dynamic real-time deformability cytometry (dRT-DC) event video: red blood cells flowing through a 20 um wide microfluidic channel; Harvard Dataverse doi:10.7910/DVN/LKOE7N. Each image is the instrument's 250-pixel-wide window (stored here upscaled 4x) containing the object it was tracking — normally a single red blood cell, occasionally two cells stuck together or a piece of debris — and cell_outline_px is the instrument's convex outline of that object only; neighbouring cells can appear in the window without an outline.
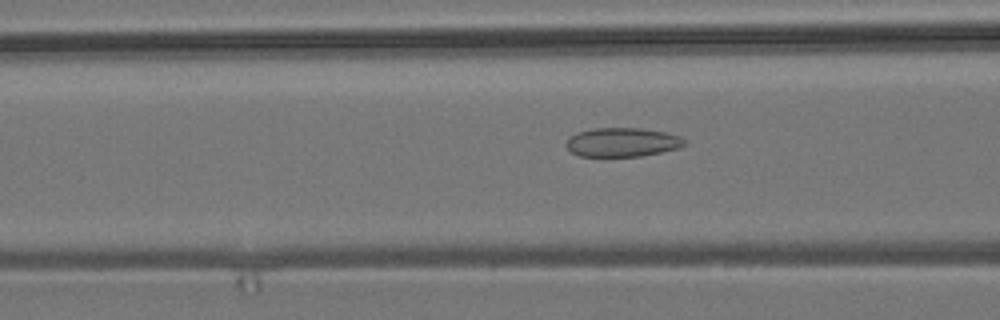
{"species": "common noctule bat (a hibernating species)", "species_latin": "Nyctalus noctula", "temperature_condition": "room temperature", "stored_images_in_passage": 55, "camera_frame_rate_fps": 3000, "um_per_image_px": 0.085, "animal": {"sex": "male", "body_mass_g": 19.2, "forearm_length_mm": 51.8}, "frame": {"image": 1, "passage_image": 21, "time_ms": 6.667, "image_size_px": [1000, 320], "cell_outline_px": [[688, 144], [680, 148], [640, 156], [580, 156], [572, 152], [564, 144], [568, 136], [576, 132], [592, 128], [640, 128], [668, 132], [680, 136]], "centroid_in_image_um": [52.89, 12.08], "position_along_channel_um": 113.7, "area_um2": 20.23}}
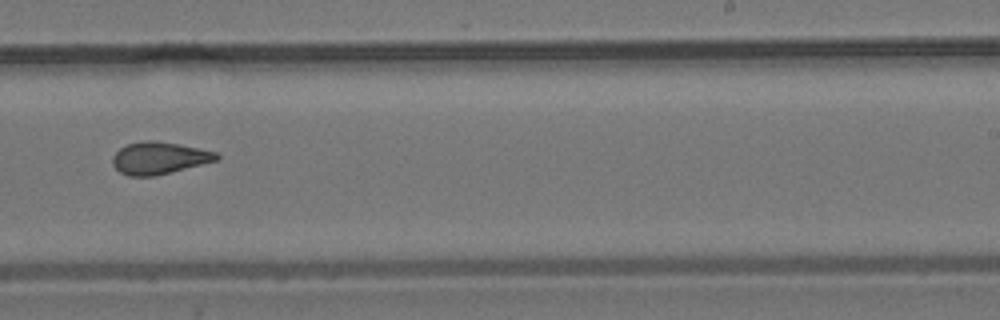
{"frame": {"image": 2, "passage_image": 34, "time_ms": 11.0, "image_size_px": [1000, 320], "cell_outline_px": [[220, 156], [216, 160], [156, 176], [128, 176], [120, 172], [112, 164], [112, 156], [120, 148], [128, 144], [144, 140], [152, 140], [180, 144], [200, 148], [216, 152]], "centroid_in_image_um": [13.5, 13.43], "position_along_channel_um": 275.5, "area_um2": 19.42}}
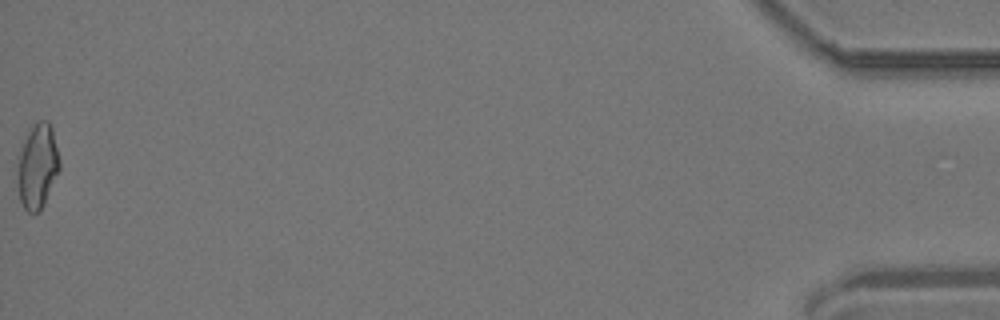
{"frame": {"image": 3, "passage_image": 55, "time_ms": 18.0, "image_size_px": [1000, 320], "cell_outline_px": [[60, 168], [40, 212], [28, 212], [24, 208], [20, 200], [16, 172], [20, 152], [24, 140], [28, 132], [36, 120], [48, 120], [52, 128], [60, 160]], "centroid_in_image_um": [3.18, 14.11], "position_along_channel_um": 432.0, "area_um2": 20.75}, "authors_computed_cell_mechanics": {"area_um2": 19.7676, "velocity_mm_per_s": 3.736, "shape_relaxation_time_tau1_ms": null, "shape_relaxation_time_tau2_ms": 2.2497, "deformation_change_tau1": null, "deformation_change_tau2": 0.0985}}